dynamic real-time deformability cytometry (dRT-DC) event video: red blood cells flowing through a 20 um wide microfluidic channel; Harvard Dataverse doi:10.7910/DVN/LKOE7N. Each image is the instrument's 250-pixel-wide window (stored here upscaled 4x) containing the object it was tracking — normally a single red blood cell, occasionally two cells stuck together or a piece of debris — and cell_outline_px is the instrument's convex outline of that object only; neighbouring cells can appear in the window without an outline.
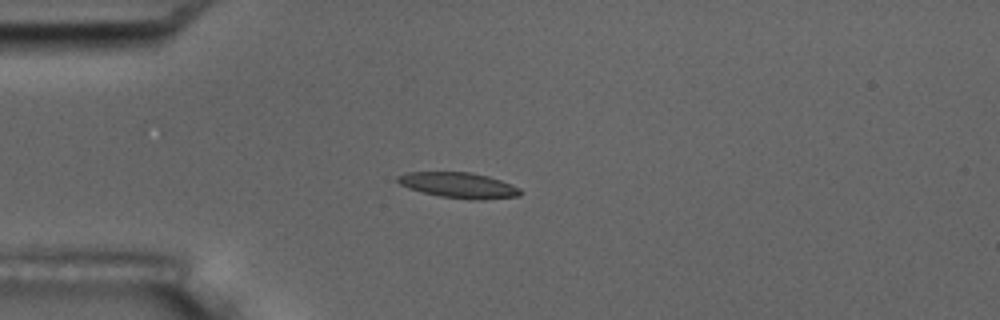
{"species": "common noctule bat (a hibernating species)", "species_latin": "Nyctalus noctula", "temperature_condition": "room temperature", "stored_images_in_passage": 13, "camera_frame_rate_fps": 3000, "um_per_image_px": 0.085, "animal": {"sex": "male", "body_mass_g": 17.5, "forearm_length_mm": 52.3}, "frame": {"image": 1, "passage_image": 4, "time_ms": 4.333, "image_size_px": [1000, 320], "cell_outline_px": [[524, 192], [520, 196], [484, 200], [472, 200], [440, 196], [408, 188], [400, 184], [396, 180], [396, 176], [408, 172], [472, 172], [488, 176], [512, 184], [520, 188]], "centroid_in_image_um": [39.04, 15.75], "position_along_channel_um": 46.0, "area_um2": 18.44}}
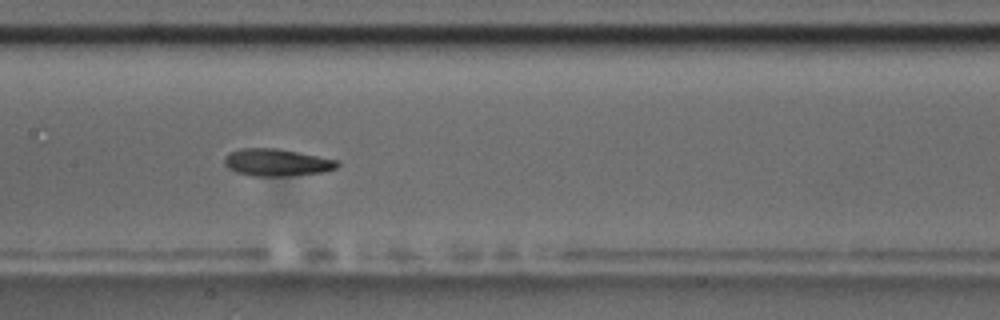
{"frame": {"image": 2, "passage_image": 8, "time_ms": 8.667, "image_size_px": [1000, 320], "cell_outline_px": [[340, 164], [336, 168], [324, 172], [288, 176], [252, 176], [236, 172], [228, 168], [224, 164], [224, 156], [228, 152], [244, 148], [276, 148], [336, 160]], "centroid_in_image_um": [23.47, 13.82], "position_along_channel_um": 183.9, "area_um2": 17.86}, "authors_computed_cell_mechanics": {"area_um2": 17.629, "velocity_mm_per_s": 3.586, "shape_relaxation_time_tau1_ms": null, "shape_relaxation_time_tau2_ms": 3.1676, "deformation_change_tau1": null, "deformation_change_tau2": 0.084}}